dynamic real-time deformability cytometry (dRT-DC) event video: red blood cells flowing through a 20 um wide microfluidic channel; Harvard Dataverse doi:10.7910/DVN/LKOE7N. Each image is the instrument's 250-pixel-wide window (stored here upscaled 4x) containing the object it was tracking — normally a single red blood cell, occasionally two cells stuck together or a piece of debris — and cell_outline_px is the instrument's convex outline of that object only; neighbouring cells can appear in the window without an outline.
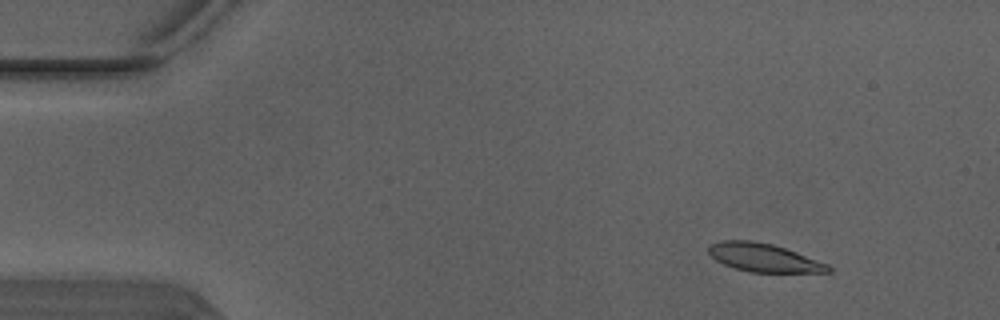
{"species": "Egyptian fruit bat (a non-hibernating species)", "species_latin": "Rousettus aegyptiacus", "temperature_condition": "warm", "stored_images_in_passage": 7, "camera_frame_rate_fps": 3000, "um_per_image_px": 0.085, "animal": {"sex": "male"}, "frame": {"image": 1, "passage_image": 2, "time_ms": 0.333, "image_size_px": [1000, 320], "cell_outline_px": [[832, 272], [752, 272], [736, 268], [724, 264], [716, 260], [708, 252], [708, 244], [720, 240], [752, 240], [772, 244], [796, 252], [828, 264], [832, 268]], "centroid_in_image_um": [64.9, 21.89], "position_along_channel_um": 20.1, "area_um2": 19.65}}
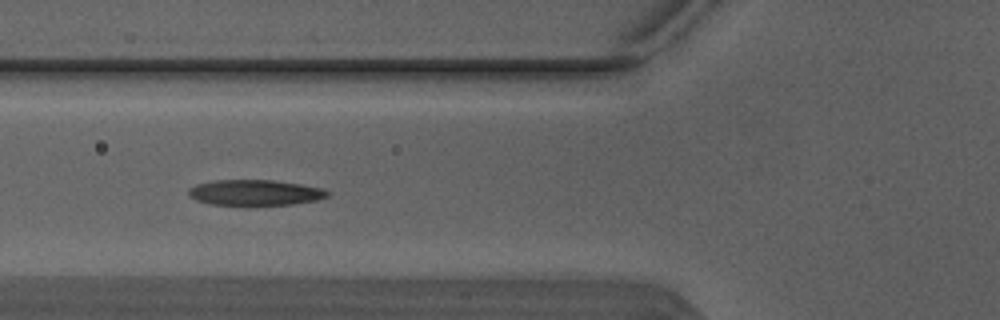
{"frame": {"image": 2, "passage_image": 5, "time_ms": 1.333, "image_size_px": [1000, 320], "cell_outline_px": [[328, 196], [316, 200], [292, 204], [244, 208], [212, 204], [196, 200], [188, 196], [188, 188], [196, 184], [216, 180], [272, 180], [300, 184], [324, 188], [328, 192]], "centroid_in_image_um": [21.63, 16.41], "position_along_channel_um": 104.2, "area_um2": 21.62}}
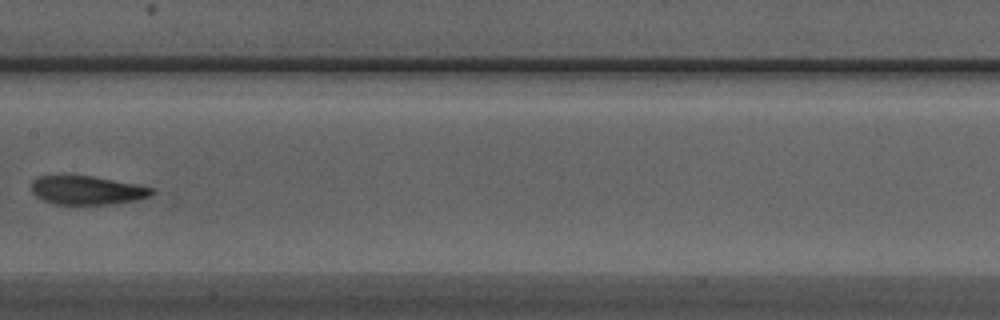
{"frame": {"image": 3, "passage_image": 7, "time_ms": 2.0, "image_size_px": [1000, 320], "cell_outline_px": [[156, 192], [152, 196], [140, 200], [112, 204], [56, 204], [44, 200], [36, 196], [32, 192], [32, 180], [40, 176], [92, 176], [140, 184], [156, 188]], "centroid_in_image_um": [7.52, 16.17], "position_along_channel_um": 199.9, "area_um2": 20.4}}